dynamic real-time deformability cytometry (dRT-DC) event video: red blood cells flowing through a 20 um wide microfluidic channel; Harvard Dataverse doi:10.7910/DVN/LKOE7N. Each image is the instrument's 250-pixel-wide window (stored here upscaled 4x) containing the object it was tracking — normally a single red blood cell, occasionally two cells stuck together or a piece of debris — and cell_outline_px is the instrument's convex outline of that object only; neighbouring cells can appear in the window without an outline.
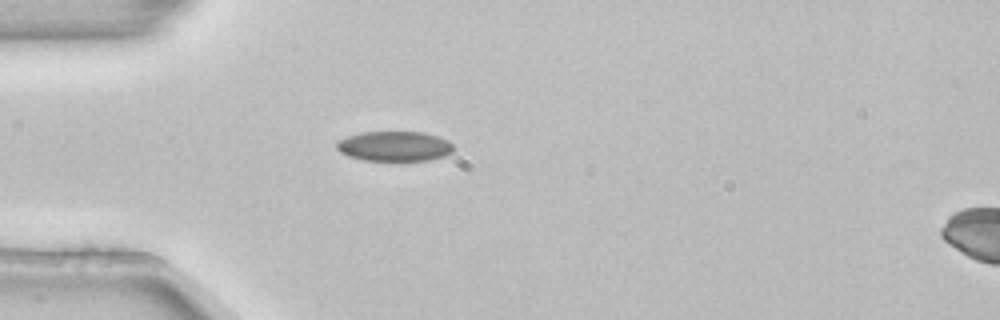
{"species": "common noctule bat (a hibernating species)", "species_latin": "Nyctalus noctula", "temperature_condition": "room temperature", "stored_images_in_passage": 2, "camera_frame_rate_fps": 3000, "um_per_image_px": 0.085, "animal": {"sex": "female", "body_mass_g": 22.7, "forearm_length_mm": 54.2}, "frame": {"image": 1, "passage_image": 1, "time_ms": 0.0, "image_size_px": [1000, 320], "cell_outline_px": [[456, 148], [452, 152], [444, 156], [428, 160], [364, 160], [348, 156], [340, 152], [336, 148], [336, 144], [340, 140], [348, 136], [360, 132], [424, 132], [448, 140]], "centroid_in_image_um": [33.55, 12.42], "position_along_channel_um": 51.5, "area_um2": 20.35}}